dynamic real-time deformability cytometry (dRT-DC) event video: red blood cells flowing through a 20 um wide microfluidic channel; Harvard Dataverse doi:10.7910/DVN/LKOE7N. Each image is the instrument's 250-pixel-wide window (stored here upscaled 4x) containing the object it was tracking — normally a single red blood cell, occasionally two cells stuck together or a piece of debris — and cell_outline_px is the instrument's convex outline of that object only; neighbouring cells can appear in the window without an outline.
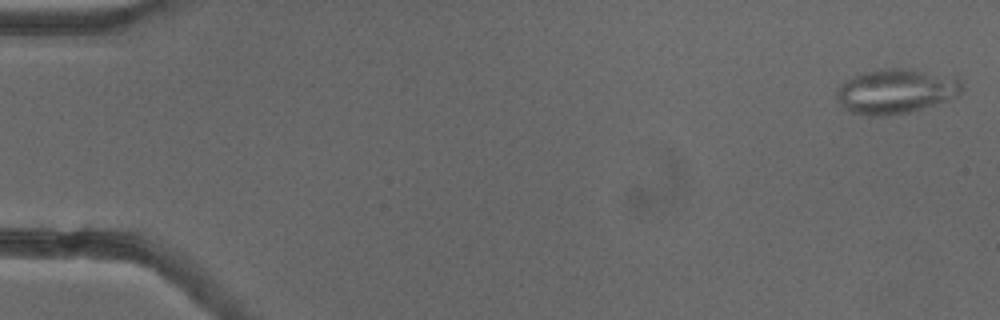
{"species": "common noctule bat (a hibernating species)", "species_latin": "Nyctalus noctula", "temperature_condition": "cold", "stored_images_in_passage": 53, "segment_of_instrument_passage": [1, 2], "camera_frame_rate_fps": 3000, "um_per_image_px": 0.085, "animal": {"sex": "female"}, "frame": {"image": 1, "passage_image": 1, "time_ms": 0.0, "image_size_px": [1000, 320], "cell_outline_px": [[964, 88], [956, 96], [948, 100], [908, 112], [884, 116], [868, 116], [852, 112], [844, 108], [840, 104], [836, 96], [836, 92], [840, 84], [844, 80], [860, 72], [884, 68], [912, 68], [960, 80]], "centroid_in_image_um": [76.08, 7.75], "position_along_channel_um": 8.9, "area_um2": 32.6}}